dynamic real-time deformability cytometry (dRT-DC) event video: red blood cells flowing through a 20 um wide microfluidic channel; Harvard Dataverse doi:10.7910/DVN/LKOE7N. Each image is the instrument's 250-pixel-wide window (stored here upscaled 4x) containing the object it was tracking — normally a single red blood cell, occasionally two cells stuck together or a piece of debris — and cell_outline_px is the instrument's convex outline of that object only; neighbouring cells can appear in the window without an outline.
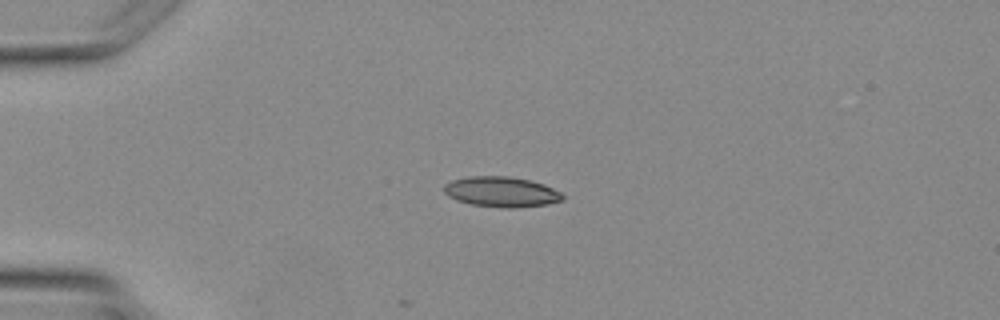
{"species": "Egyptian fruit bat (a non-hibernating species)", "species_latin": "Rousettus aegyptiacus", "temperature_condition": "warm", "stored_images_in_passage": 6, "camera_frame_rate_fps": 3000, "um_per_image_px": 0.085, "animal": {"sex": "female"}, "frame": {"image": 1, "passage_image": 6, "time_ms": 6.667, "image_size_px": [1000, 320], "cell_outline_px": [[564, 200], [548, 204], [512, 208], [508, 208], [472, 204], [456, 200], [448, 196], [444, 192], [444, 184], [452, 180], [468, 176], [508, 176], [532, 180], [544, 184], [560, 192], [564, 196]], "centroid_in_image_um": [42.62, 16.29], "position_along_channel_um": 42.4, "area_um2": 20.98}}